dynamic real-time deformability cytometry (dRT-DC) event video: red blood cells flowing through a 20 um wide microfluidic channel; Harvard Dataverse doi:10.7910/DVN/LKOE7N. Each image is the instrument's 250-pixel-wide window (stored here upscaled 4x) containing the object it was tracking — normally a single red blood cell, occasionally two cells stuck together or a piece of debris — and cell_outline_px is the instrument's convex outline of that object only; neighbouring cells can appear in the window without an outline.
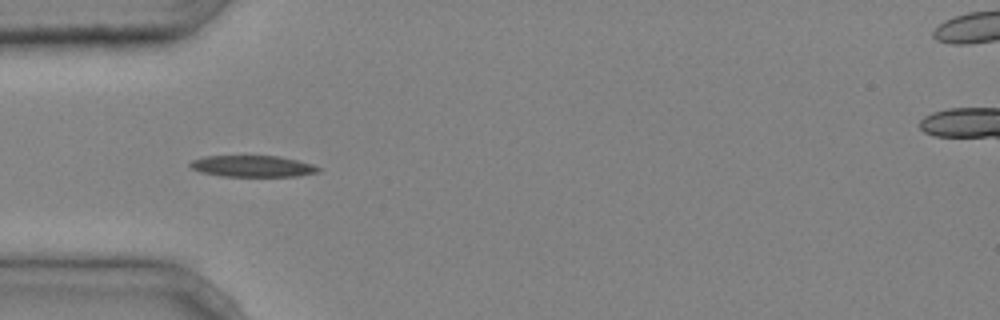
{"species": "common noctule bat (a hibernating species)", "species_latin": "Nyctalus noctula", "temperature_condition": "cold", "stored_images_in_passage": 5, "camera_frame_rate_fps": 3000, "um_per_image_px": 0.085, "animal": {"sex": "male", "body_mass_g": 20.4}, "frame": {"image": 1, "passage_image": 3, "time_ms": 0.667, "image_size_px": [1000, 320], "cell_outline_px": [[320, 172], [296, 176], [220, 176], [200, 172], [192, 168], [188, 164], [192, 160], [204, 156], [276, 156], [296, 160], [312, 164], [320, 168]], "centroid_in_image_um": [21.44, 14.13], "position_along_channel_um": 63.6, "area_um2": 15.9}}